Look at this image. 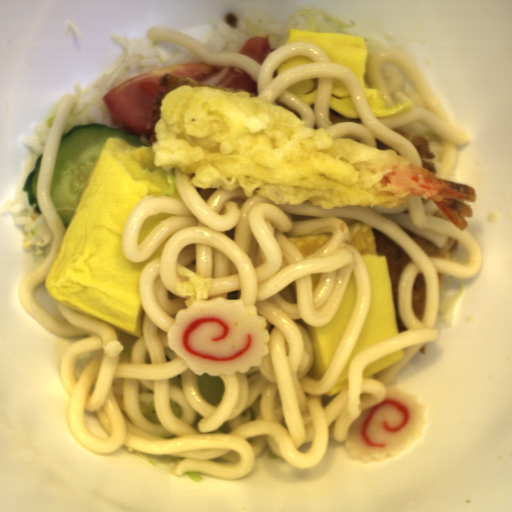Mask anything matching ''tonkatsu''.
Segmentation results:
<instances>
[{"instance_id": "6", "label": "tonkatsu", "mask_w": 512, "mask_h": 512, "mask_svg": "<svg viewBox=\"0 0 512 512\" xmlns=\"http://www.w3.org/2000/svg\"><path fill=\"white\" fill-rule=\"evenodd\" d=\"M376 142H377V147L376 149H379V150H392L390 147H388L387 145H385L383 142H381L380 140H378L376 138Z\"/></svg>"}, {"instance_id": "4", "label": "tonkatsu", "mask_w": 512, "mask_h": 512, "mask_svg": "<svg viewBox=\"0 0 512 512\" xmlns=\"http://www.w3.org/2000/svg\"><path fill=\"white\" fill-rule=\"evenodd\" d=\"M392 130L407 138L414 145L421 159L422 168L436 177L437 161L431 154V146L428 140L401 127Z\"/></svg>"}, {"instance_id": "1", "label": "tonkatsu", "mask_w": 512, "mask_h": 512, "mask_svg": "<svg viewBox=\"0 0 512 512\" xmlns=\"http://www.w3.org/2000/svg\"><path fill=\"white\" fill-rule=\"evenodd\" d=\"M376 254L384 256L389 270L399 334L409 329L401 320L399 310V277L406 265L412 262L409 254L394 240L371 226Z\"/></svg>"}, {"instance_id": "2", "label": "tonkatsu", "mask_w": 512, "mask_h": 512, "mask_svg": "<svg viewBox=\"0 0 512 512\" xmlns=\"http://www.w3.org/2000/svg\"><path fill=\"white\" fill-rule=\"evenodd\" d=\"M163 86L159 95L155 99V103L152 109L147 135H146V146H154L157 139L154 135L155 125L158 119L161 117V104L162 99L173 89L178 87L179 85H190L193 87H207V88H217L222 91H240L231 88H226L222 86L212 85L208 83L199 82L191 77H177L170 74H165L161 79Z\"/></svg>"}, {"instance_id": "5", "label": "tonkatsu", "mask_w": 512, "mask_h": 512, "mask_svg": "<svg viewBox=\"0 0 512 512\" xmlns=\"http://www.w3.org/2000/svg\"><path fill=\"white\" fill-rule=\"evenodd\" d=\"M426 295V283L424 274H418L411 288V308L418 318L421 319Z\"/></svg>"}, {"instance_id": "3", "label": "tonkatsu", "mask_w": 512, "mask_h": 512, "mask_svg": "<svg viewBox=\"0 0 512 512\" xmlns=\"http://www.w3.org/2000/svg\"><path fill=\"white\" fill-rule=\"evenodd\" d=\"M403 231L407 237L417 244L427 257L453 261V254L456 246L455 239H448L442 244H436L428 239L416 235L411 230L403 229Z\"/></svg>"}]
</instances>
